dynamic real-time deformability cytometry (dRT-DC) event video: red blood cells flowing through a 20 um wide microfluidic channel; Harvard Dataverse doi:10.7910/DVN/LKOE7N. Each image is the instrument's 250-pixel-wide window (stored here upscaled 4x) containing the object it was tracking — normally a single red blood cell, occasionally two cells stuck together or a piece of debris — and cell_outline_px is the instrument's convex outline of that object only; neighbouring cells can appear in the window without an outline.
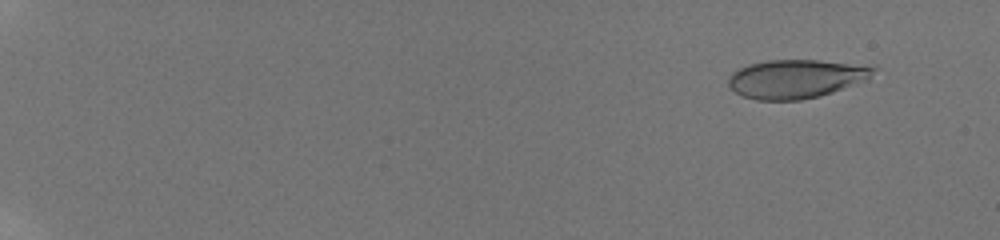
{"species": "human", "species_latin": "Homo sapiens", "temperature_condition": "room temperature", "stored_images_in_passage": 2, "camera_frame_rate_fps": 3000, "um_per_image_px": 0.085, "donor": {"sex": "male"}, "frame": {"image": 1, "passage_image": 1, "time_ms": 0.0, "image_size_px": [1000, 240], "cell_outline_px": [[876, 68], [868, 76], [832, 92], [820, 96], [800, 100], [756, 100], [744, 96], [736, 92], [728, 84], [728, 76], [732, 72], [748, 64], [768, 60], [820, 60]], "centroid_in_image_um": [67.5, 6.7], "position_along_channel_um": 17.5, "area_um2": 31.73}}